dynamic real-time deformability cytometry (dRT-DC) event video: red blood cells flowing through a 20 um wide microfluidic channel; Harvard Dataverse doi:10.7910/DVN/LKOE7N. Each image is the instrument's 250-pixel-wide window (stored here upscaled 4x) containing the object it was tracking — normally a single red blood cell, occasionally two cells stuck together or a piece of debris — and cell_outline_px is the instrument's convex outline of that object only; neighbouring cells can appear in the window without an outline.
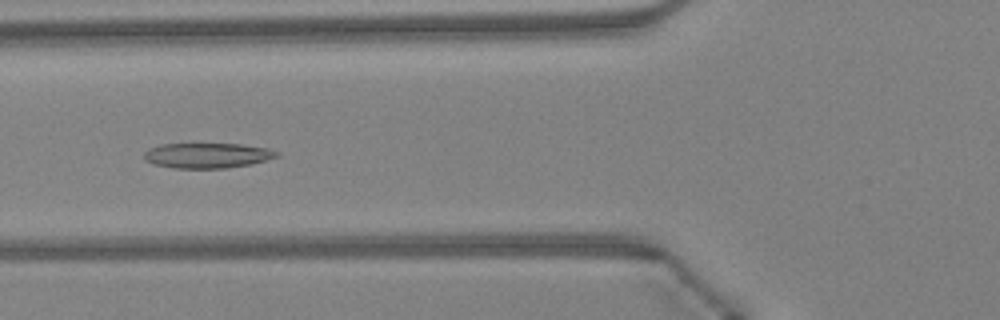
{"species": "Egyptian fruit bat (a non-hibernating species)", "species_latin": "Rousettus aegyptiacus", "temperature_condition": "warm", "stored_images_in_passage": 24, "camera_frame_rate_fps": 3000, "um_per_image_px": 0.085, "animal": {"sex": "female"}, "frame": {"image": 1, "passage_image": 5, "time_ms": 1.333, "image_size_px": [1000, 320], "cell_outline_px": [[280, 156], [252, 164], [224, 168], [172, 168], [152, 164], [144, 160], [144, 152], [148, 148], [160, 144], [240, 144], [268, 148], [280, 152]], "centroid_in_image_um": [17.61, 13.21], "position_along_channel_um": 108.2, "area_um2": 19.65}}
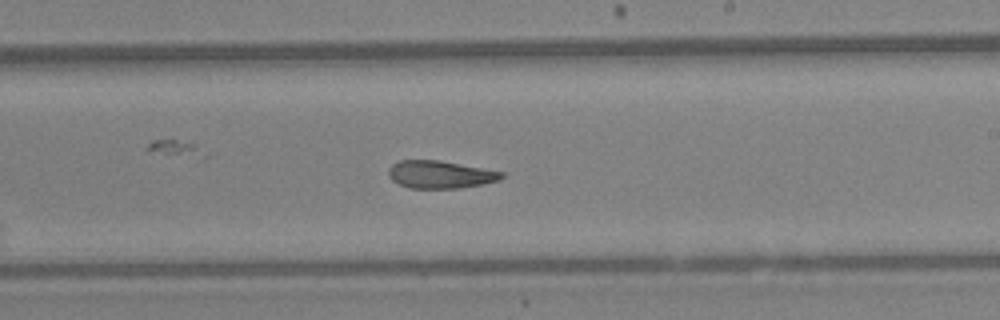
{"frame": {"image": 2, "passage_image": 15, "time_ms": 4.667, "image_size_px": [1000, 320], "cell_outline_px": [[504, 176], [500, 180], [484, 184], [460, 188], [408, 188], [392, 180], [388, 176], [388, 168], [392, 164], [400, 160], [436, 160], [504, 172]], "centroid_in_image_um": [37.4, 14.84], "position_along_channel_um": 251.6, "area_um2": 18.15}}
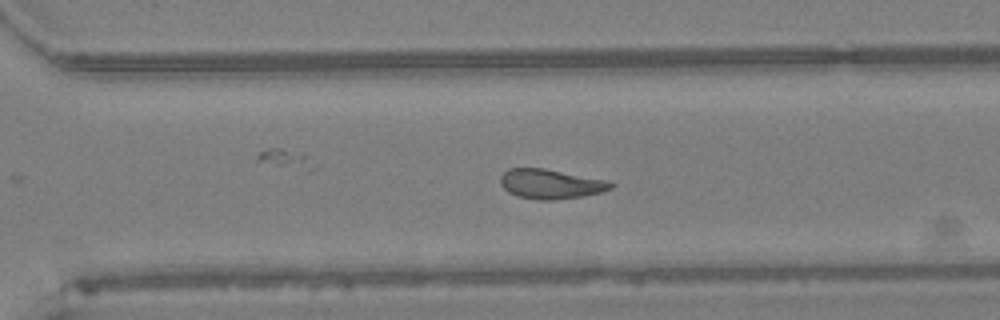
{"frame": {"image": 3, "passage_image": 20, "time_ms": 6.333, "image_size_px": [1000, 320], "cell_outline_px": [[612, 188], [600, 192], [584, 196], [556, 200], [536, 200], [516, 196], [508, 192], [500, 184], [500, 176], [508, 168], [544, 168], [604, 180], [612, 184]], "centroid_in_image_um": [46.73, 15.65], "position_along_channel_um": 323.9, "area_um2": 18.96}, "authors_computed_cell_mechanics": {"area_um2": 19.0451, "velocity_mm_per_s": 4.3129, "shape_relaxation_time_tau1_ms": null, "shape_relaxation_time_tau2_ms": 3.1402, "deformation_change_tau1": null, "deformation_change_tau2": 0.0985}}